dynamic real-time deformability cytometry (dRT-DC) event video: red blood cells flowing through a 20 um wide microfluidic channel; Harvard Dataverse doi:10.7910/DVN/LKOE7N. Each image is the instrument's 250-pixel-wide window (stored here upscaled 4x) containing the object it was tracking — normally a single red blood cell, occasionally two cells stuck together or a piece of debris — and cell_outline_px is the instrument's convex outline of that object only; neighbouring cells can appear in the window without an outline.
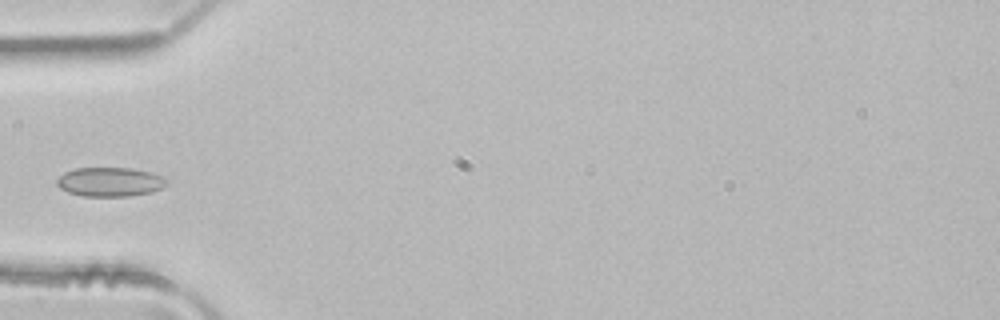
{"species": "common noctule bat (a hibernating species)", "species_latin": "Nyctalus noctula", "temperature_condition": "room temperature", "stored_images_in_passage": 3, "camera_frame_rate_fps": 3000, "um_per_image_px": 0.085, "animal": {"sex": "male", "body_mass_g": 21.5, "forearm_length_mm": 52.0}, "frame": {"image": 1, "passage_image": 3, "time_ms": 0.667, "image_size_px": [1000, 320], "cell_outline_px": [[168, 184], [152, 192], [128, 196], [84, 196], [68, 192], [60, 188], [56, 184], [56, 180], [64, 172], [76, 168], [132, 168], [152, 172], [164, 176], [168, 180]], "centroid_in_image_um": [9.37, 15.45], "position_along_channel_um": 75.6, "area_um2": 18.79}}